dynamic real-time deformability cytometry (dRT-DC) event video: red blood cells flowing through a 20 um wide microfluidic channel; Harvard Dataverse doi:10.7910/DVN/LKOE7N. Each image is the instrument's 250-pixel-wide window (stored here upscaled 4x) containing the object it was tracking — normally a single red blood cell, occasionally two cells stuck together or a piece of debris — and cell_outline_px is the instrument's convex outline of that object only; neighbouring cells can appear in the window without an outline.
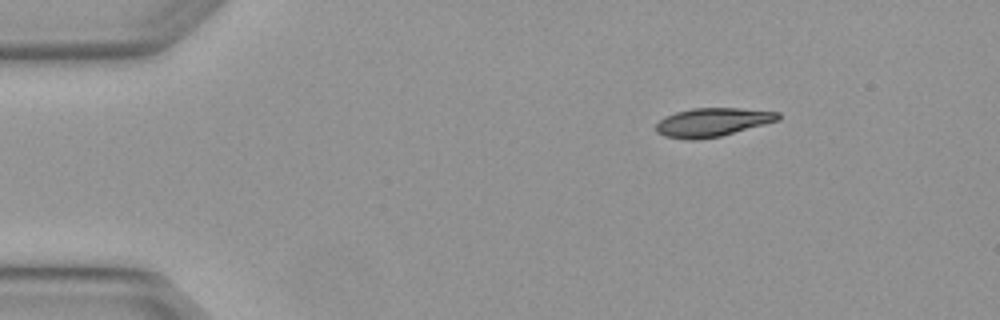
{"species": "Egyptian fruit bat (a non-hibernating species)", "species_latin": "Rousettus aegyptiacus", "temperature_condition": "warm", "stored_images_in_passage": 4, "segment_of_instrument_passage": [1, 2], "camera_frame_rate_fps": 3000, "um_per_image_px": 0.085, "animal": {"sex": "female"}, "frame": {"image": 1, "passage_image": 1, "time_ms": 0.0, "image_size_px": [1000, 320], "cell_outline_px": [[780, 120], [720, 136], [696, 140], [688, 140], [664, 136], [656, 132], [656, 124], [664, 116], [676, 112], [692, 108], [740, 108], [780, 112]], "centroid_in_image_um": [60.54, 10.39], "position_along_channel_um": 24.5, "area_um2": 20.4}}